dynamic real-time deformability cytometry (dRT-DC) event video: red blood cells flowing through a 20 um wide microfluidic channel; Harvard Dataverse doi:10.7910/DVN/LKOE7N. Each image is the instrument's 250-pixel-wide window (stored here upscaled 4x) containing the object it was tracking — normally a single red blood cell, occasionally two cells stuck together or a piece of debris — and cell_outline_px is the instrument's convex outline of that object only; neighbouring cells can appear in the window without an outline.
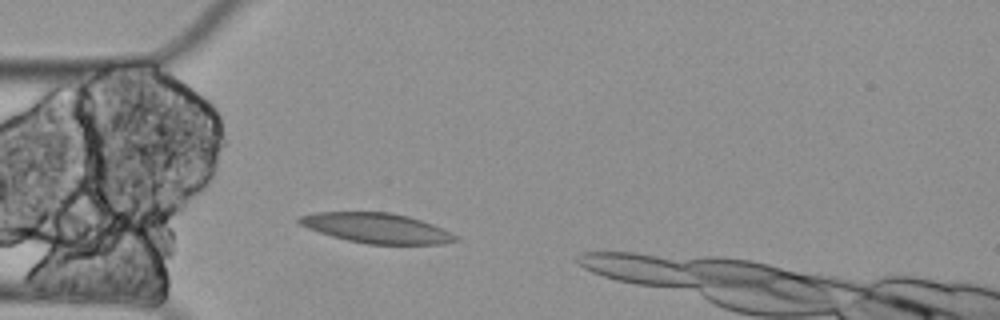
{"species": "Egyptian fruit bat (a non-hibernating species)", "species_latin": "Rousettus aegyptiacus", "temperature_condition": "cold", "stored_images_in_passage": 2, "camera_frame_rate_fps": 3000, "um_per_image_px": 0.085, "animal": {"sex": "female"}, "frame": {"image": 1, "passage_image": 2, "time_ms": 0.333, "image_size_px": [1000, 320], "cell_outline_px": [[460, 240], [440, 244], [368, 244], [348, 240], [332, 236], [308, 228], [300, 224], [296, 220], [300, 216], [316, 212], [392, 212], [408, 216], [432, 224], [452, 232], [460, 236]], "centroid_in_image_um": [32.06, 19.38], "position_along_channel_um": 52.9, "area_um2": 27.28}}